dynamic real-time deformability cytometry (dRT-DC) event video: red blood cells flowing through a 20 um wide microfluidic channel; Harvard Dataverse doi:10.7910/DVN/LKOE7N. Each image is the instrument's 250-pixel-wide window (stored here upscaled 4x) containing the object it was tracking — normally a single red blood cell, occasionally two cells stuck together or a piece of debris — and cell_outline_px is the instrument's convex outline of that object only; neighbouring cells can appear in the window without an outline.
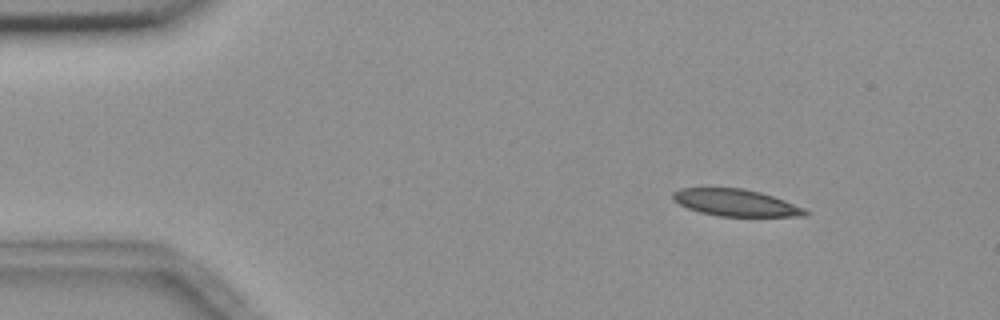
{"species": "common noctule bat (a hibernating species)", "species_latin": "Nyctalus noctula", "temperature_condition": "room temperature", "stored_images_in_passage": 3, "camera_frame_rate_fps": 3000, "um_per_image_px": 0.085, "animal": {"sex": "female", "body_mass_g": 18.4}, "frame": {"image": 1, "passage_image": 1, "time_ms": 0.0, "image_size_px": [1000, 320], "cell_outline_px": [[808, 212], [804, 216], [720, 216], [700, 212], [688, 208], [680, 204], [672, 196], [672, 192], [680, 188], [744, 188], [760, 192], [784, 200], [804, 208]], "centroid_in_image_um": [62.53, 17.22], "position_along_channel_um": 22.5, "area_um2": 20.46}}